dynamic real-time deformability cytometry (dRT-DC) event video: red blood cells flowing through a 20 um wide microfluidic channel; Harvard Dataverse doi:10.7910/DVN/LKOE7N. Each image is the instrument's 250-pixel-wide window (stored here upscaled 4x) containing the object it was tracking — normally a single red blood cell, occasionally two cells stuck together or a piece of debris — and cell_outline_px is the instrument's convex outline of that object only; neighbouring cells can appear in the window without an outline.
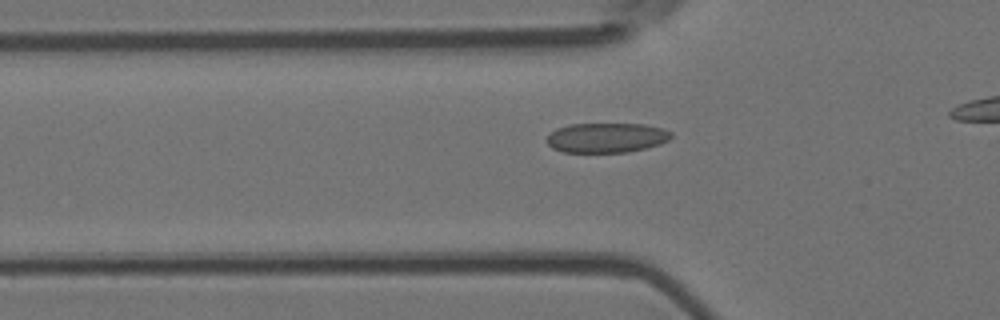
{"species": "Egyptian fruit bat (a non-hibernating species)", "species_latin": "Rousettus aegyptiacus", "temperature_condition": "room temperature", "stored_images_in_passage": 29, "camera_frame_rate_fps": 3000, "um_per_image_px": 0.085, "animal": {"sex": "female"}, "frame": {"image": 1, "passage_image": 10, "time_ms": 3.0, "image_size_px": [1000, 320], "cell_outline_px": [[672, 136], [668, 140], [660, 144], [628, 152], [564, 152], [552, 148], [544, 140], [556, 128], [568, 124], [644, 124], [664, 128], [672, 132]], "centroid_in_image_um": [51.55, 11.7], "position_along_channel_um": 74.3, "area_um2": 21.68}}
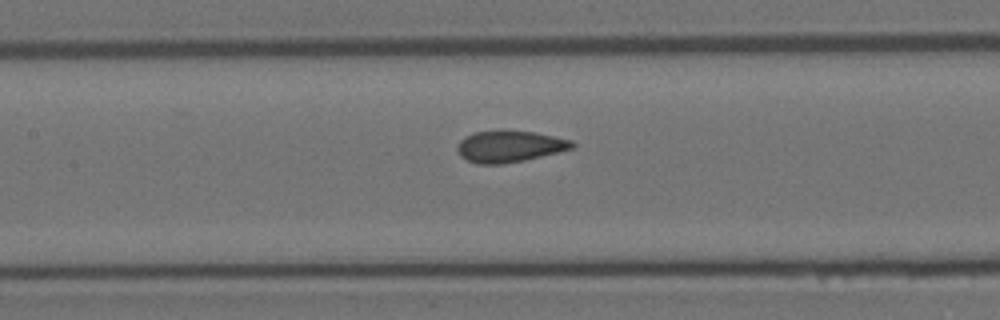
{"frame": {"image": 2, "passage_image": 17, "time_ms": 5.333, "image_size_px": [1000, 320], "cell_outline_px": [[576, 144], [572, 148], [524, 160], [504, 164], [476, 164], [460, 156], [456, 148], [460, 140], [464, 136], [476, 132], [536, 132], [572, 140]], "centroid_in_image_um": [43.29, 12.46], "position_along_channel_um": 164.1, "area_um2": 20.63}}
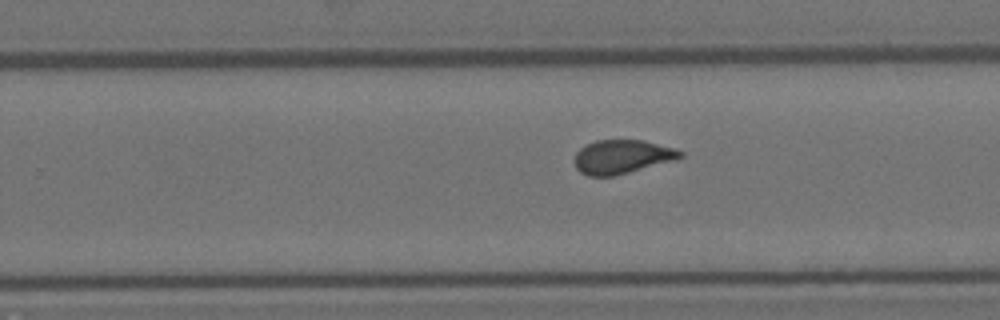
{"frame": {"image": 3, "passage_image": 26, "time_ms": 8.333, "image_size_px": [1000, 320], "cell_outline_px": [[684, 156], [676, 160], [616, 176], [588, 176], [580, 172], [576, 168], [572, 160], [576, 152], [584, 144], [596, 140], [644, 140], [676, 148], [684, 152]], "centroid_in_image_um": [52.87, 13.32], "position_along_channel_um": 276.9, "area_um2": 21.39}}